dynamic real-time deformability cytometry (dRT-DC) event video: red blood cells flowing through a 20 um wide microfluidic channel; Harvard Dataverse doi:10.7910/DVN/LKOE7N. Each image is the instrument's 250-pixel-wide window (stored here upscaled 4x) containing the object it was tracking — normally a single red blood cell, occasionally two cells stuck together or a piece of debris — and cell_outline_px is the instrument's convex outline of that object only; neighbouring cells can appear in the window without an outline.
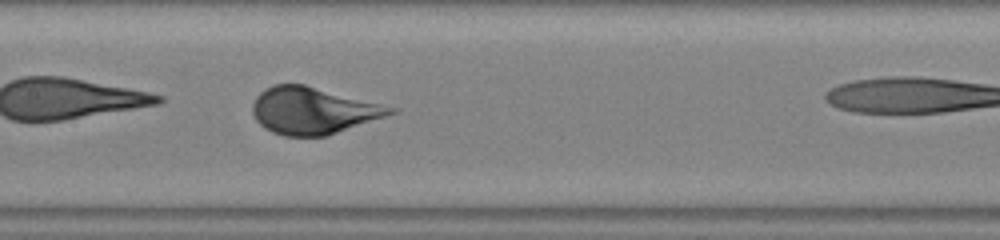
{"species": "human", "species_latin": "Homo sapiens", "temperature_condition": "warm", "stored_images_in_passage": 25, "camera_frame_rate_fps": 3000, "um_per_image_px": 0.085, "donor": {"sex": "male"}, "frame": {"image": 1, "passage_image": 11, "time_ms": 3.333, "image_size_px": [1000, 240], "cell_outline_px": [[400, 112], [328, 136], [284, 136], [272, 132], [264, 128], [256, 120], [252, 112], [252, 104], [256, 96], [264, 88], [272, 84], [304, 84], [400, 108]], "centroid_in_image_um": [26.66, 9.4], "position_along_channel_um": 180.7, "area_um2": 38.21}}